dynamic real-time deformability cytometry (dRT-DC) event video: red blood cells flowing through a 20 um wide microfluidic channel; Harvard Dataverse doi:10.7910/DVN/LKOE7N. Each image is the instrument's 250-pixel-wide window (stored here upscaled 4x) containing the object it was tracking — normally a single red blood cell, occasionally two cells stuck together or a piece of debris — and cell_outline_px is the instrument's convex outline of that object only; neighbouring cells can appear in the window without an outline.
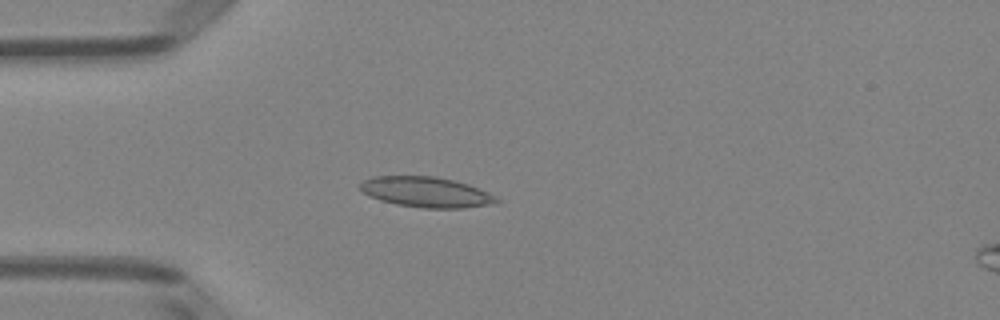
{"species": "Egyptian fruit bat (a non-hibernating species)", "species_latin": "Rousettus aegyptiacus", "temperature_condition": "room temperature", "stored_images_in_passage": 51, "camera_frame_rate_fps": 3000, "um_per_image_px": 0.085, "animal": {"sex": "female"}, "frame": {"image": 1, "passage_image": 14, "time_ms": 4.333, "image_size_px": [1000, 320], "cell_outline_px": [[504, 200], [496, 204], [464, 208], [424, 208], [396, 204], [380, 200], [368, 196], [360, 188], [360, 184], [364, 180], [372, 176], [436, 176], [468, 184], [488, 192]], "centroid_in_image_um": [36.28, 16.33], "position_along_channel_um": 48.7, "area_um2": 24.33}}
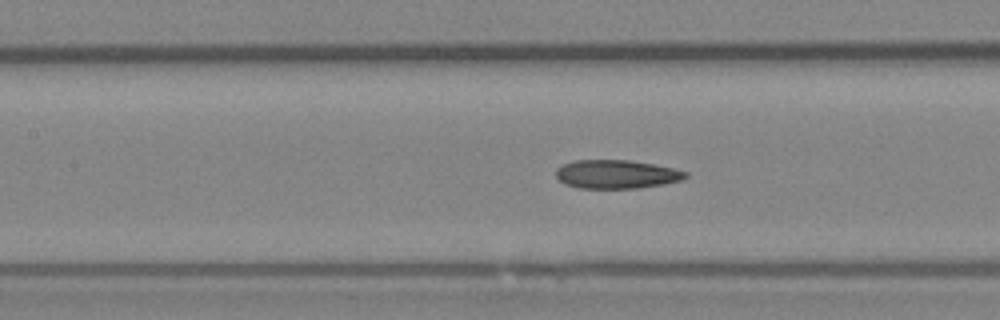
{"frame": {"image": 2, "passage_image": 23, "time_ms": 7.333, "image_size_px": [1000, 320], "cell_outline_px": [[688, 176], [680, 180], [664, 184], [640, 188], [580, 188], [564, 184], [556, 176], [556, 168], [572, 160], [628, 160], [652, 164], [672, 168], [688, 172]], "centroid_in_image_um": [52.38, 14.81], "position_along_channel_um": 155.0, "area_um2": 21.56}}
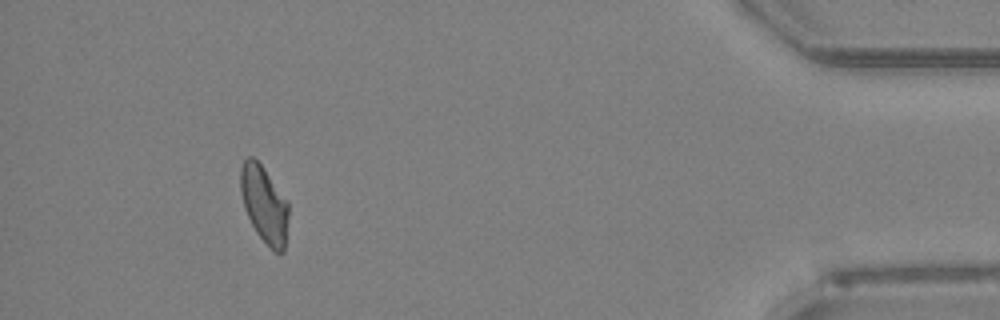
{"frame": {"image": 3, "passage_image": 47, "time_ms": 15.333, "image_size_px": [1000, 320], "cell_outline_px": [[288, 216], [284, 252], [276, 252], [256, 232], [244, 208], [240, 192], [240, 168], [244, 160], [248, 156], [252, 156], [260, 164], [288, 200]], "centroid_in_image_um": [22.45, 17.33], "position_along_channel_um": 412.8, "area_um2": 21.27}, "authors_computed_cell_mechanics": {"area_um2": 22.1952, "velocity_mm_per_s": 3.9792, "shape_relaxation_time_tau1_ms": null, "shape_relaxation_time_tau2_ms": 3.1472, "deformation_change_tau1": null, "deformation_change_tau2": 0.1053}}